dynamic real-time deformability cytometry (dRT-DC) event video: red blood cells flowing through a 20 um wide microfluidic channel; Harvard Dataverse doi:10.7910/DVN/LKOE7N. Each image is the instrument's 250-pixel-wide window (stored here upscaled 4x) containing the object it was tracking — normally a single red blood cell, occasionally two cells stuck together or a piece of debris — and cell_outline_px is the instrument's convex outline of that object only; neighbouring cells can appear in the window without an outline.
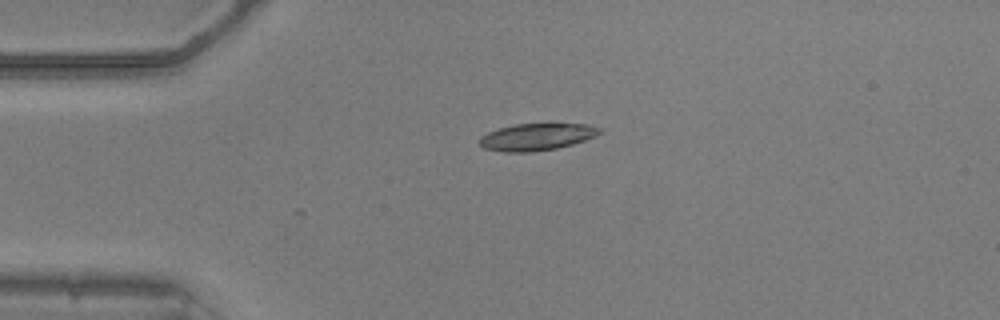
{"species": "common noctule bat (a hibernating species)", "species_latin": "Nyctalus noctula", "temperature_condition": "warm", "stored_images_in_passage": 2, "camera_frame_rate_fps": 3000, "um_per_image_px": 0.085, "animal": {"sex": "male", "body_mass_g": 20.5, "forearm_length_mm": 52.5}, "frame": {"image": 1, "passage_image": 2, "time_ms": 0.333, "image_size_px": [1000, 320], "cell_outline_px": [[604, 128], [596, 136], [572, 144], [556, 148], [532, 152], [504, 152], [484, 148], [476, 140], [480, 136], [488, 132], [500, 128], [516, 124], [552, 120], [588, 124]], "centroid_in_image_um": [45.67, 11.57], "position_along_channel_um": 39.3, "area_um2": 19.94}}